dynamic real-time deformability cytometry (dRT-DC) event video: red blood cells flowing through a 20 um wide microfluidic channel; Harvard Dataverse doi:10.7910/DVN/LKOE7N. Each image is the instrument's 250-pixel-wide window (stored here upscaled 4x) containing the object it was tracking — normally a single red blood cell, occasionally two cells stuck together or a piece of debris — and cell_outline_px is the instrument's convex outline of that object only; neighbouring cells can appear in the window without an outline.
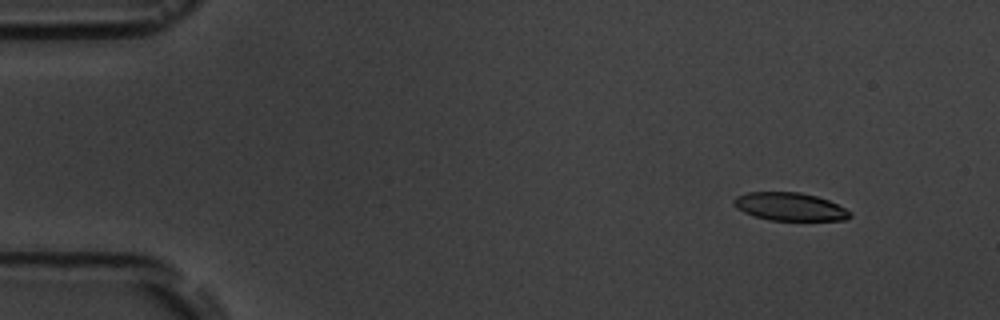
{"species": "common noctule bat (a hibernating species)", "species_latin": "Nyctalus noctula", "temperature_condition": "room temperature", "stored_images_in_passage": 4, "camera_frame_rate_fps": 3000, "um_per_image_px": 0.085, "animal": {"sex": "male", "body_mass_g": 19.5, "forearm_length_mm": 54.6}, "frame": {"image": 1, "passage_image": 1, "time_ms": 0.0, "image_size_px": [1000, 320], "cell_outline_px": [[852, 216], [844, 220], [768, 220], [744, 212], [736, 208], [732, 204], [732, 200], [736, 196], [748, 192], [800, 192], [816, 196], [828, 200], [852, 212]], "centroid_in_image_um": [67.11, 17.56], "position_along_channel_um": 17.9, "area_um2": 18.96}}
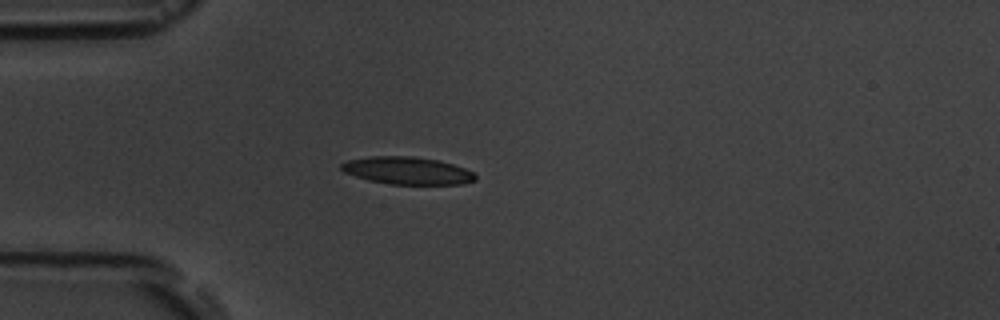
{"frame": {"image": 2, "passage_image": 4, "time_ms": 3.333, "image_size_px": [1000, 320], "cell_outline_px": [[476, 180], [464, 184], [392, 184], [368, 180], [344, 172], [340, 168], [340, 164], [348, 160], [368, 156], [412, 156], [436, 160], [452, 164], [464, 168], [472, 172], [476, 176]], "centroid_in_image_um": [34.6, 14.5], "position_along_channel_um": 50.4, "area_um2": 21.33}}